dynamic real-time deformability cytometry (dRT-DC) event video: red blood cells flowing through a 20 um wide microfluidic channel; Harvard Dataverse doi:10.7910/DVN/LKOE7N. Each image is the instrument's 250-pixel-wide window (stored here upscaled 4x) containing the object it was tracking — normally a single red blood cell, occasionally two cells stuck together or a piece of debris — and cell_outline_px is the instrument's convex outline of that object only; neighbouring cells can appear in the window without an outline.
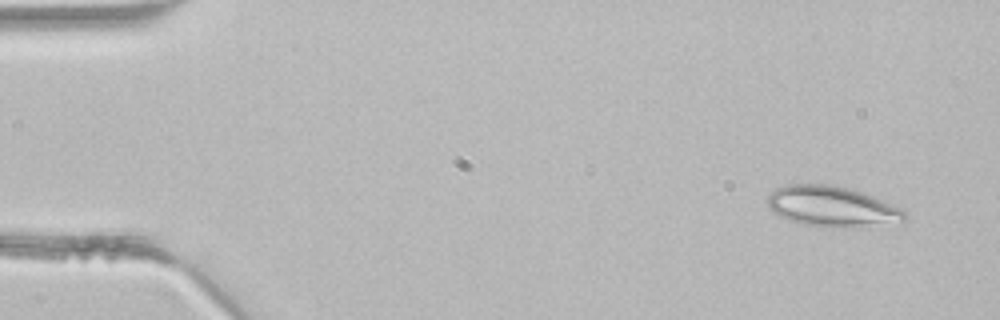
{"species": "common noctule bat (a hibernating species)", "species_latin": "Nyctalus noctula", "temperature_condition": "room temperature", "stored_images_in_passage": 4, "camera_frame_rate_fps": 3000, "um_per_image_px": 0.085, "animal": {"sex": "male", "body_mass_g": 21.5, "forearm_length_mm": 52.0}, "frame": {"image": 1, "passage_image": 1, "time_ms": 0.0, "image_size_px": [1000, 320], "cell_outline_px": [[908, 220], [860, 224], [804, 224], [788, 220], [772, 212], [768, 208], [768, 196], [776, 188], [788, 184], [832, 184], [864, 192], [904, 208], [908, 212]], "centroid_in_image_um": [70.69, 17.47], "position_along_channel_um": 14.3, "area_um2": 31.27}}